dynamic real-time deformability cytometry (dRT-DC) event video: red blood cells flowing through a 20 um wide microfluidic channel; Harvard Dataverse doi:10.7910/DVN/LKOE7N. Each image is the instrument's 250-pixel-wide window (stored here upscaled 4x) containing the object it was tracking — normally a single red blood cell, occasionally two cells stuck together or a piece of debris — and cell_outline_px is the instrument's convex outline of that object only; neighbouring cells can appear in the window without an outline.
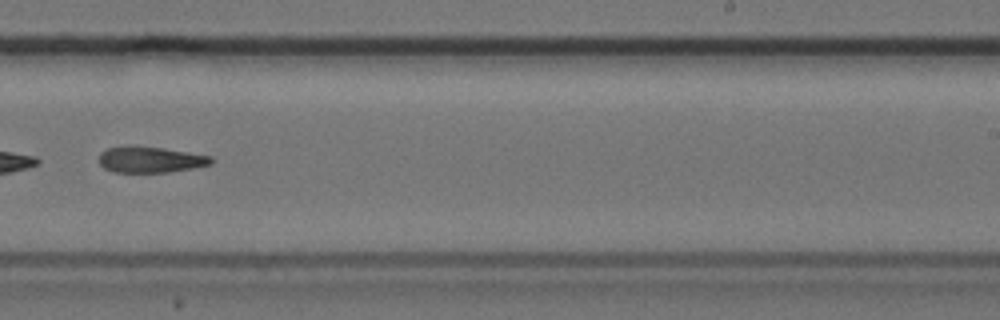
{"species": "common noctule bat (a hibernating species)", "species_latin": "Nyctalus noctula", "temperature_condition": "cold", "stored_images_in_passage": 49, "camera_frame_rate_fps": 3000, "um_per_image_px": 0.085, "animal": {"sex": "female", "body_mass_g": 24.6, "forearm_length_mm": 56.2}, "frame": {"image": 1, "passage_image": 31, "time_ms": 10.0, "image_size_px": [1000, 320], "cell_outline_px": [[212, 164], [196, 168], [168, 172], [116, 172], [104, 168], [100, 164], [100, 152], [108, 148], [164, 148], [212, 156]], "centroid_in_image_um": [12.86, 13.6], "position_along_channel_um": 276.1, "area_um2": 16.47}}
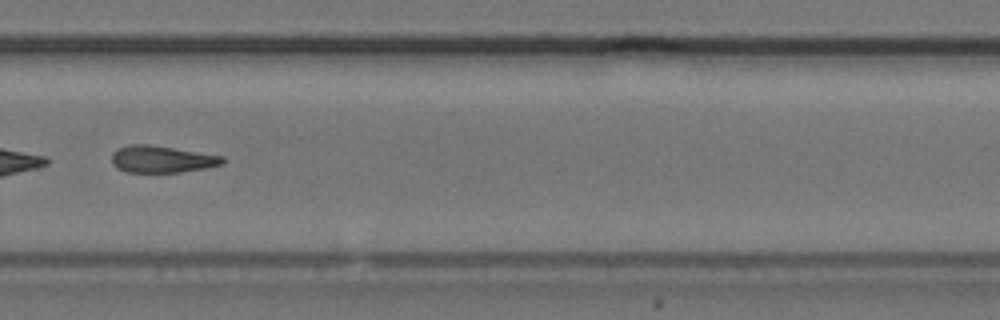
{"frame": {"image": 2, "passage_image": 34, "time_ms": 11.0, "image_size_px": [1000, 320], "cell_outline_px": [[224, 164], [204, 168], [180, 172], [128, 172], [116, 168], [112, 164], [112, 152], [128, 144], [148, 144], [224, 156]], "centroid_in_image_um": [13.74, 13.53], "position_along_channel_um": 316.1, "area_um2": 17.34}}